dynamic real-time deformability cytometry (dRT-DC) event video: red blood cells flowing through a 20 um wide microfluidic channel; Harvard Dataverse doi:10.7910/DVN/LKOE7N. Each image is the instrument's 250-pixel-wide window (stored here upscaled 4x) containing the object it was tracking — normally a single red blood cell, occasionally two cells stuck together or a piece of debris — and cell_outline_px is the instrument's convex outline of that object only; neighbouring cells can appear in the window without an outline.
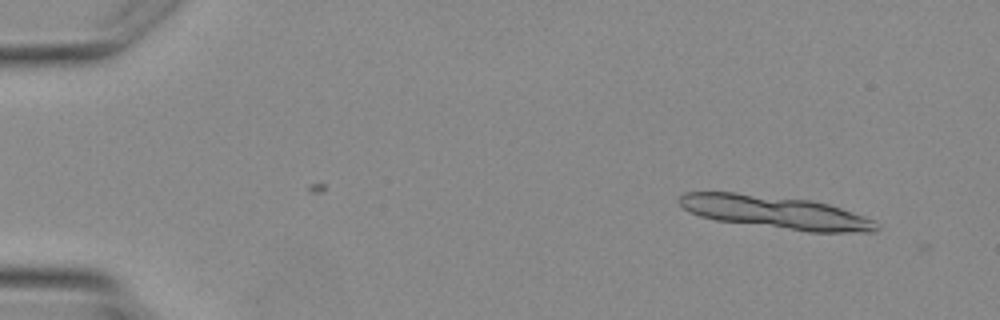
{"species": "Egyptian fruit bat (a non-hibernating species)", "species_latin": "Rousettus aegyptiacus", "temperature_condition": "warm", "stored_images_in_passage": 3, "camera_frame_rate_fps": 3000, "um_per_image_px": 0.085, "animal": {"sex": "female"}, "frame": {"image": 1, "passage_image": 3, "time_ms": 2.333, "image_size_px": [1000, 320], "cell_outline_px": [[880, 228], [876, 232], [808, 232], [716, 220], [700, 216], [688, 212], [680, 204], [680, 196], [684, 192], [736, 192], [812, 200], [828, 204], [864, 216], [872, 220]], "centroid_in_image_um": [65.91, 18.04], "position_along_channel_um": 19.1, "area_um2": 37.74}}